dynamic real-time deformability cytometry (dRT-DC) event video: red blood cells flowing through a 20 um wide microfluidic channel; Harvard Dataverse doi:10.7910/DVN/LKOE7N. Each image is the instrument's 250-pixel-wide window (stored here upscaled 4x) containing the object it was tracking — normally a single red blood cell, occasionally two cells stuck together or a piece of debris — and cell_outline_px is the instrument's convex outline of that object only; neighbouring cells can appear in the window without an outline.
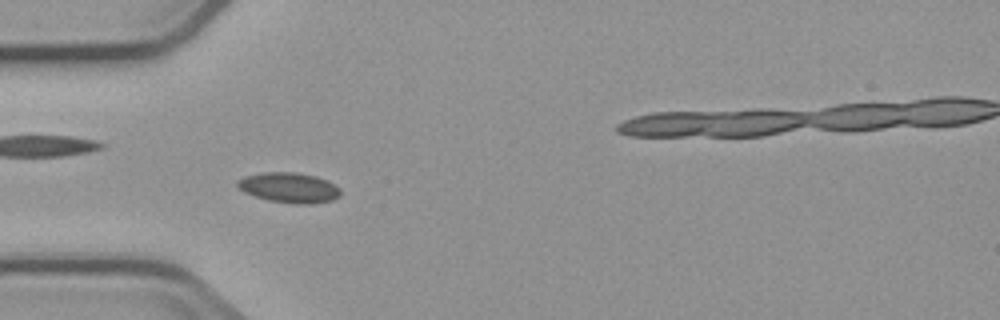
{"species": "common noctule bat (a hibernating species)", "species_latin": "Nyctalus noctula", "temperature_condition": "cold", "stored_images_in_passage": 6, "camera_frame_rate_fps": 3000, "um_per_image_px": 0.085, "animal": {"sex": "male", "body_mass_g": 23.1, "forearm_length_mm": 52.7}, "frame": {"image": 1, "passage_image": 4, "time_ms": 3.333, "image_size_px": [1000, 320], "cell_outline_px": [[340, 196], [332, 200], [312, 204], [292, 204], [268, 200], [244, 192], [236, 184], [236, 180], [244, 176], [264, 172], [296, 172], [316, 176], [328, 180], [340, 188]], "centroid_in_image_um": [24.59, 15.95], "position_along_channel_um": 60.4, "area_um2": 18.26}}
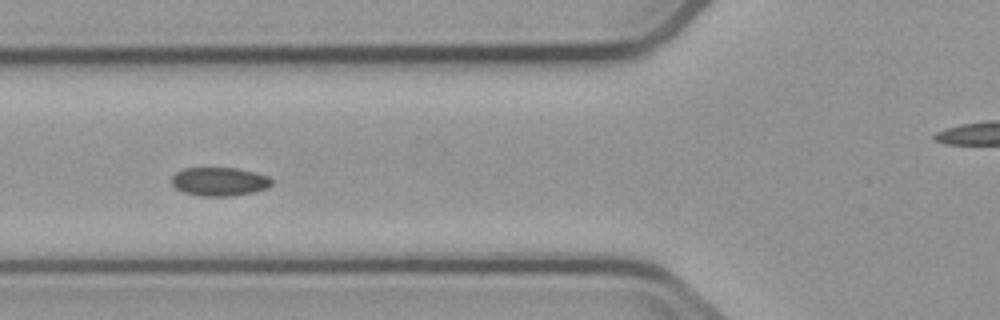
{"frame": {"image": 2, "passage_image": 5, "time_ms": 4.667, "image_size_px": [1000, 320], "cell_outline_px": [[272, 184], [268, 188], [252, 192], [228, 196], [200, 196], [184, 192], [176, 188], [172, 184], [172, 176], [176, 172], [184, 168], [236, 168], [256, 172], [268, 176], [272, 180]], "centroid_in_image_um": [18.66, 15.43], "position_along_channel_um": 107.1, "area_um2": 16.65}}
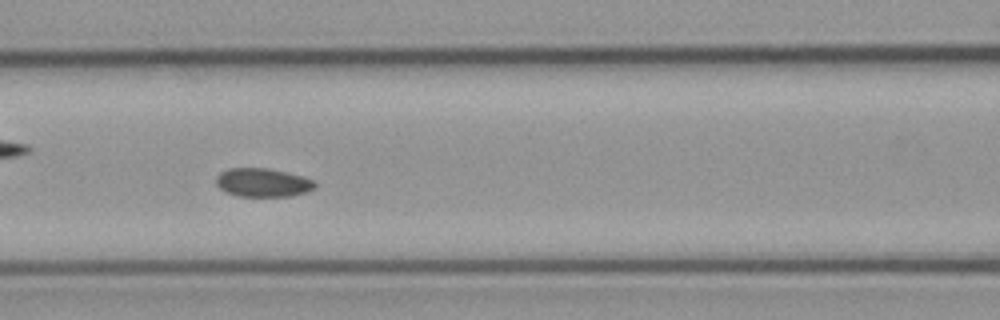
{"frame": {"image": 3, "passage_image": 6, "time_ms": 5.667, "image_size_px": [1000, 320], "cell_outline_px": [[316, 188], [308, 192], [292, 196], [236, 196], [224, 192], [216, 184], [216, 176], [220, 172], [228, 168], [268, 168], [288, 172], [304, 176], [316, 180]], "centroid_in_image_um": [22.37, 15.52], "position_along_channel_um": 144.2, "area_um2": 16.88}}